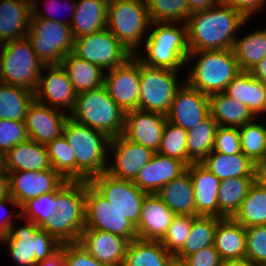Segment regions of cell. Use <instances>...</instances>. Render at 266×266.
Returning a JSON list of instances; mask_svg holds the SVG:
<instances>
[{
  "label": "cell",
  "instance_id": "74e56055",
  "mask_svg": "<svg viewBox=\"0 0 266 266\" xmlns=\"http://www.w3.org/2000/svg\"><path fill=\"white\" fill-rule=\"evenodd\" d=\"M35 93L21 86L0 82V119L25 121Z\"/></svg>",
  "mask_w": 266,
  "mask_h": 266
},
{
  "label": "cell",
  "instance_id": "94428289",
  "mask_svg": "<svg viewBox=\"0 0 266 266\" xmlns=\"http://www.w3.org/2000/svg\"><path fill=\"white\" fill-rule=\"evenodd\" d=\"M9 194V177L6 171L0 172V200L8 198Z\"/></svg>",
  "mask_w": 266,
  "mask_h": 266
},
{
  "label": "cell",
  "instance_id": "003e7915",
  "mask_svg": "<svg viewBox=\"0 0 266 266\" xmlns=\"http://www.w3.org/2000/svg\"><path fill=\"white\" fill-rule=\"evenodd\" d=\"M265 164H266V145H265V153H264L263 161L257 166L258 170Z\"/></svg>",
  "mask_w": 266,
  "mask_h": 266
},
{
  "label": "cell",
  "instance_id": "cb8c5ba5",
  "mask_svg": "<svg viewBox=\"0 0 266 266\" xmlns=\"http://www.w3.org/2000/svg\"><path fill=\"white\" fill-rule=\"evenodd\" d=\"M174 216L175 214L156 193L146 194L136 226L137 237L144 240L160 241L166 234Z\"/></svg>",
  "mask_w": 266,
  "mask_h": 266
},
{
  "label": "cell",
  "instance_id": "6f0895ef",
  "mask_svg": "<svg viewBox=\"0 0 266 266\" xmlns=\"http://www.w3.org/2000/svg\"><path fill=\"white\" fill-rule=\"evenodd\" d=\"M221 0H187L189 11L205 10L219 3Z\"/></svg>",
  "mask_w": 266,
  "mask_h": 266
},
{
  "label": "cell",
  "instance_id": "5b68a950",
  "mask_svg": "<svg viewBox=\"0 0 266 266\" xmlns=\"http://www.w3.org/2000/svg\"><path fill=\"white\" fill-rule=\"evenodd\" d=\"M86 181H66L57 190V212L40 228L59 243L78 242L85 228Z\"/></svg>",
  "mask_w": 266,
  "mask_h": 266
},
{
  "label": "cell",
  "instance_id": "603a6c76",
  "mask_svg": "<svg viewBox=\"0 0 266 266\" xmlns=\"http://www.w3.org/2000/svg\"><path fill=\"white\" fill-rule=\"evenodd\" d=\"M186 170L187 166L182 161L156 152L139 171L133 183L147 194H153Z\"/></svg>",
  "mask_w": 266,
  "mask_h": 266
},
{
  "label": "cell",
  "instance_id": "6125c7cd",
  "mask_svg": "<svg viewBox=\"0 0 266 266\" xmlns=\"http://www.w3.org/2000/svg\"><path fill=\"white\" fill-rule=\"evenodd\" d=\"M220 266H256V265H254L249 260L244 258V259L222 260Z\"/></svg>",
  "mask_w": 266,
  "mask_h": 266
},
{
  "label": "cell",
  "instance_id": "7402d4cb",
  "mask_svg": "<svg viewBox=\"0 0 266 266\" xmlns=\"http://www.w3.org/2000/svg\"><path fill=\"white\" fill-rule=\"evenodd\" d=\"M100 263L122 266L129 241L119 235L95 229H84L78 241Z\"/></svg>",
  "mask_w": 266,
  "mask_h": 266
},
{
  "label": "cell",
  "instance_id": "52a82bcc",
  "mask_svg": "<svg viewBox=\"0 0 266 266\" xmlns=\"http://www.w3.org/2000/svg\"><path fill=\"white\" fill-rule=\"evenodd\" d=\"M24 223L11 226L9 233L0 239V245L6 246L11 261L18 266H35L55 255L61 247L47 231L37 227L32 221L21 218Z\"/></svg>",
  "mask_w": 266,
  "mask_h": 266
},
{
  "label": "cell",
  "instance_id": "2e32d148",
  "mask_svg": "<svg viewBox=\"0 0 266 266\" xmlns=\"http://www.w3.org/2000/svg\"><path fill=\"white\" fill-rule=\"evenodd\" d=\"M104 87L112 100L124 111L138 109L140 60L133 55L124 64L105 71Z\"/></svg>",
  "mask_w": 266,
  "mask_h": 266
},
{
  "label": "cell",
  "instance_id": "d590c367",
  "mask_svg": "<svg viewBox=\"0 0 266 266\" xmlns=\"http://www.w3.org/2000/svg\"><path fill=\"white\" fill-rule=\"evenodd\" d=\"M171 255L158 240L133 239L122 266H166Z\"/></svg>",
  "mask_w": 266,
  "mask_h": 266
},
{
  "label": "cell",
  "instance_id": "bcb514c9",
  "mask_svg": "<svg viewBox=\"0 0 266 266\" xmlns=\"http://www.w3.org/2000/svg\"><path fill=\"white\" fill-rule=\"evenodd\" d=\"M187 134L182 127L167 121L158 153L182 161L187 166Z\"/></svg>",
  "mask_w": 266,
  "mask_h": 266
},
{
  "label": "cell",
  "instance_id": "7a4b0ae2",
  "mask_svg": "<svg viewBox=\"0 0 266 266\" xmlns=\"http://www.w3.org/2000/svg\"><path fill=\"white\" fill-rule=\"evenodd\" d=\"M142 47L134 55L145 66L181 71L190 53L186 23L151 22Z\"/></svg>",
  "mask_w": 266,
  "mask_h": 266
},
{
  "label": "cell",
  "instance_id": "ac0fdd59",
  "mask_svg": "<svg viewBox=\"0 0 266 266\" xmlns=\"http://www.w3.org/2000/svg\"><path fill=\"white\" fill-rule=\"evenodd\" d=\"M7 173L9 194L20 207L29 199L58 190L66 182L53 168Z\"/></svg>",
  "mask_w": 266,
  "mask_h": 266
},
{
  "label": "cell",
  "instance_id": "8fae6325",
  "mask_svg": "<svg viewBox=\"0 0 266 266\" xmlns=\"http://www.w3.org/2000/svg\"><path fill=\"white\" fill-rule=\"evenodd\" d=\"M182 71L153 68L140 62V92L138 110L167 115L180 82Z\"/></svg>",
  "mask_w": 266,
  "mask_h": 266
},
{
  "label": "cell",
  "instance_id": "be15d7a7",
  "mask_svg": "<svg viewBox=\"0 0 266 266\" xmlns=\"http://www.w3.org/2000/svg\"><path fill=\"white\" fill-rule=\"evenodd\" d=\"M166 266H189L187 261L185 259L176 257L175 255H173Z\"/></svg>",
  "mask_w": 266,
  "mask_h": 266
},
{
  "label": "cell",
  "instance_id": "4dcf8cb0",
  "mask_svg": "<svg viewBox=\"0 0 266 266\" xmlns=\"http://www.w3.org/2000/svg\"><path fill=\"white\" fill-rule=\"evenodd\" d=\"M213 245L222 260L244 259L246 255L245 227L233 218H222L217 224Z\"/></svg>",
  "mask_w": 266,
  "mask_h": 266
},
{
  "label": "cell",
  "instance_id": "8d00e7d4",
  "mask_svg": "<svg viewBox=\"0 0 266 266\" xmlns=\"http://www.w3.org/2000/svg\"><path fill=\"white\" fill-rule=\"evenodd\" d=\"M233 219L245 228L266 225V183L257 178Z\"/></svg>",
  "mask_w": 266,
  "mask_h": 266
},
{
  "label": "cell",
  "instance_id": "d6a6232c",
  "mask_svg": "<svg viewBox=\"0 0 266 266\" xmlns=\"http://www.w3.org/2000/svg\"><path fill=\"white\" fill-rule=\"evenodd\" d=\"M60 65L63 67L77 94L104 86V73L96 64L83 60L72 52L65 56Z\"/></svg>",
  "mask_w": 266,
  "mask_h": 266
},
{
  "label": "cell",
  "instance_id": "db71d44e",
  "mask_svg": "<svg viewBox=\"0 0 266 266\" xmlns=\"http://www.w3.org/2000/svg\"><path fill=\"white\" fill-rule=\"evenodd\" d=\"M9 205H12L11 207H15L17 209H14L12 211V209L10 210L8 208L10 207ZM19 210H20V206L11 196L0 200V212H3V211L6 212V215L4 217H2L4 214L2 216H1L2 213L0 214L1 216L0 217V239L4 238L9 233L11 226L16 222L14 220L16 219L21 220V213ZM16 211H18V213H16Z\"/></svg>",
  "mask_w": 266,
  "mask_h": 266
},
{
  "label": "cell",
  "instance_id": "4fadbf2b",
  "mask_svg": "<svg viewBox=\"0 0 266 266\" xmlns=\"http://www.w3.org/2000/svg\"><path fill=\"white\" fill-rule=\"evenodd\" d=\"M110 232L129 242L137 237L136 226L86 181L85 228Z\"/></svg>",
  "mask_w": 266,
  "mask_h": 266
},
{
  "label": "cell",
  "instance_id": "44dd1931",
  "mask_svg": "<svg viewBox=\"0 0 266 266\" xmlns=\"http://www.w3.org/2000/svg\"><path fill=\"white\" fill-rule=\"evenodd\" d=\"M66 113L34 100L25 116L29 139L46 146L61 137L63 127L69 117Z\"/></svg>",
  "mask_w": 266,
  "mask_h": 266
},
{
  "label": "cell",
  "instance_id": "b9f144b4",
  "mask_svg": "<svg viewBox=\"0 0 266 266\" xmlns=\"http://www.w3.org/2000/svg\"><path fill=\"white\" fill-rule=\"evenodd\" d=\"M263 119L262 117L255 118L251 122L238 128L241 152L257 166L263 161L265 153L266 118Z\"/></svg>",
  "mask_w": 266,
  "mask_h": 266
},
{
  "label": "cell",
  "instance_id": "ab89813d",
  "mask_svg": "<svg viewBox=\"0 0 266 266\" xmlns=\"http://www.w3.org/2000/svg\"><path fill=\"white\" fill-rule=\"evenodd\" d=\"M257 178H229L221 181L218 190L219 218H233Z\"/></svg>",
  "mask_w": 266,
  "mask_h": 266
},
{
  "label": "cell",
  "instance_id": "a7ac6f4b",
  "mask_svg": "<svg viewBox=\"0 0 266 266\" xmlns=\"http://www.w3.org/2000/svg\"><path fill=\"white\" fill-rule=\"evenodd\" d=\"M39 0H32V4H39Z\"/></svg>",
  "mask_w": 266,
  "mask_h": 266
},
{
  "label": "cell",
  "instance_id": "1f68e13d",
  "mask_svg": "<svg viewBox=\"0 0 266 266\" xmlns=\"http://www.w3.org/2000/svg\"><path fill=\"white\" fill-rule=\"evenodd\" d=\"M156 194L175 215L195 216L194 190L188 170L162 186Z\"/></svg>",
  "mask_w": 266,
  "mask_h": 266
},
{
  "label": "cell",
  "instance_id": "83f0119b",
  "mask_svg": "<svg viewBox=\"0 0 266 266\" xmlns=\"http://www.w3.org/2000/svg\"><path fill=\"white\" fill-rule=\"evenodd\" d=\"M201 164L212 172L220 181L229 178H258L259 170L242 152L226 155L212 151Z\"/></svg>",
  "mask_w": 266,
  "mask_h": 266
},
{
  "label": "cell",
  "instance_id": "6da1fadb",
  "mask_svg": "<svg viewBox=\"0 0 266 266\" xmlns=\"http://www.w3.org/2000/svg\"><path fill=\"white\" fill-rule=\"evenodd\" d=\"M248 22L250 20L222 1L192 12L186 21L189 51L232 49L238 31L246 28L244 25Z\"/></svg>",
  "mask_w": 266,
  "mask_h": 266
},
{
  "label": "cell",
  "instance_id": "f5cc1de1",
  "mask_svg": "<svg viewBox=\"0 0 266 266\" xmlns=\"http://www.w3.org/2000/svg\"><path fill=\"white\" fill-rule=\"evenodd\" d=\"M61 1L59 2V0H44L43 5L45 6V8L48 10L45 11V8H41L39 7L38 4H32V15L36 18H41V19H47V20H52V21H59L61 23L70 25L73 15L75 13V7H76V0H66V3L64 2V4H60ZM61 5L63 6H68L66 8H70V14L69 17L64 16L65 19H61L59 18L58 14H57V10ZM59 6V7H58ZM41 8V9H40ZM40 9V10H39ZM63 11V10H62ZM48 12V13H47ZM57 14V15H55Z\"/></svg>",
  "mask_w": 266,
  "mask_h": 266
},
{
  "label": "cell",
  "instance_id": "60d3db41",
  "mask_svg": "<svg viewBox=\"0 0 266 266\" xmlns=\"http://www.w3.org/2000/svg\"><path fill=\"white\" fill-rule=\"evenodd\" d=\"M221 219L216 216H193L192 227L186 241L175 256L185 259L200 249L213 245L215 230Z\"/></svg>",
  "mask_w": 266,
  "mask_h": 266
},
{
  "label": "cell",
  "instance_id": "c3c4849f",
  "mask_svg": "<svg viewBox=\"0 0 266 266\" xmlns=\"http://www.w3.org/2000/svg\"><path fill=\"white\" fill-rule=\"evenodd\" d=\"M245 258L256 266L266 265V225L245 228Z\"/></svg>",
  "mask_w": 266,
  "mask_h": 266
},
{
  "label": "cell",
  "instance_id": "f6af8a7d",
  "mask_svg": "<svg viewBox=\"0 0 266 266\" xmlns=\"http://www.w3.org/2000/svg\"><path fill=\"white\" fill-rule=\"evenodd\" d=\"M57 212V190L29 199L20 207L21 218L41 227Z\"/></svg>",
  "mask_w": 266,
  "mask_h": 266
},
{
  "label": "cell",
  "instance_id": "f907efd6",
  "mask_svg": "<svg viewBox=\"0 0 266 266\" xmlns=\"http://www.w3.org/2000/svg\"><path fill=\"white\" fill-rule=\"evenodd\" d=\"M213 151L226 155L241 153L239 129L219 126L216 130Z\"/></svg>",
  "mask_w": 266,
  "mask_h": 266
},
{
  "label": "cell",
  "instance_id": "681fc988",
  "mask_svg": "<svg viewBox=\"0 0 266 266\" xmlns=\"http://www.w3.org/2000/svg\"><path fill=\"white\" fill-rule=\"evenodd\" d=\"M29 139L25 121L0 119V152L4 155L17 144Z\"/></svg>",
  "mask_w": 266,
  "mask_h": 266
},
{
  "label": "cell",
  "instance_id": "816d5d0a",
  "mask_svg": "<svg viewBox=\"0 0 266 266\" xmlns=\"http://www.w3.org/2000/svg\"><path fill=\"white\" fill-rule=\"evenodd\" d=\"M65 266H107L91 256L79 243L61 244Z\"/></svg>",
  "mask_w": 266,
  "mask_h": 266
},
{
  "label": "cell",
  "instance_id": "91938a15",
  "mask_svg": "<svg viewBox=\"0 0 266 266\" xmlns=\"http://www.w3.org/2000/svg\"><path fill=\"white\" fill-rule=\"evenodd\" d=\"M35 266H65L63 252L59 250L51 258L37 262Z\"/></svg>",
  "mask_w": 266,
  "mask_h": 266
},
{
  "label": "cell",
  "instance_id": "484cf974",
  "mask_svg": "<svg viewBox=\"0 0 266 266\" xmlns=\"http://www.w3.org/2000/svg\"><path fill=\"white\" fill-rule=\"evenodd\" d=\"M32 0L0 1V44L27 37Z\"/></svg>",
  "mask_w": 266,
  "mask_h": 266
},
{
  "label": "cell",
  "instance_id": "ee69618b",
  "mask_svg": "<svg viewBox=\"0 0 266 266\" xmlns=\"http://www.w3.org/2000/svg\"><path fill=\"white\" fill-rule=\"evenodd\" d=\"M52 168L66 181H75V156L62 135L46 145Z\"/></svg>",
  "mask_w": 266,
  "mask_h": 266
},
{
  "label": "cell",
  "instance_id": "7bdbcfd3",
  "mask_svg": "<svg viewBox=\"0 0 266 266\" xmlns=\"http://www.w3.org/2000/svg\"><path fill=\"white\" fill-rule=\"evenodd\" d=\"M151 22L186 23L191 12L187 0H146Z\"/></svg>",
  "mask_w": 266,
  "mask_h": 266
},
{
  "label": "cell",
  "instance_id": "680465c9",
  "mask_svg": "<svg viewBox=\"0 0 266 266\" xmlns=\"http://www.w3.org/2000/svg\"><path fill=\"white\" fill-rule=\"evenodd\" d=\"M249 72L255 79L266 82V56Z\"/></svg>",
  "mask_w": 266,
  "mask_h": 266
},
{
  "label": "cell",
  "instance_id": "5bb4252c",
  "mask_svg": "<svg viewBox=\"0 0 266 266\" xmlns=\"http://www.w3.org/2000/svg\"><path fill=\"white\" fill-rule=\"evenodd\" d=\"M89 183L137 226L146 192L139 189L133 181L117 179L106 172L93 177Z\"/></svg>",
  "mask_w": 266,
  "mask_h": 266
},
{
  "label": "cell",
  "instance_id": "8992f818",
  "mask_svg": "<svg viewBox=\"0 0 266 266\" xmlns=\"http://www.w3.org/2000/svg\"><path fill=\"white\" fill-rule=\"evenodd\" d=\"M125 113L101 88L77 94L74 108L68 114L72 120L114 138L124 131Z\"/></svg>",
  "mask_w": 266,
  "mask_h": 266
},
{
  "label": "cell",
  "instance_id": "7dc6e473",
  "mask_svg": "<svg viewBox=\"0 0 266 266\" xmlns=\"http://www.w3.org/2000/svg\"><path fill=\"white\" fill-rule=\"evenodd\" d=\"M193 216L175 215L166 234L160 240L162 246L171 254L176 255L183 247L192 227Z\"/></svg>",
  "mask_w": 266,
  "mask_h": 266
},
{
  "label": "cell",
  "instance_id": "e0dca14e",
  "mask_svg": "<svg viewBox=\"0 0 266 266\" xmlns=\"http://www.w3.org/2000/svg\"><path fill=\"white\" fill-rule=\"evenodd\" d=\"M34 93L37 102L63 112L67 111V114L73 110L77 97V93L61 65L43 66Z\"/></svg>",
  "mask_w": 266,
  "mask_h": 266
},
{
  "label": "cell",
  "instance_id": "9f6ffc18",
  "mask_svg": "<svg viewBox=\"0 0 266 266\" xmlns=\"http://www.w3.org/2000/svg\"><path fill=\"white\" fill-rule=\"evenodd\" d=\"M236 11L240 12L247 20L261 13L266 7V0H221ZM261 11V12H260Z\"/></svg>",
  "mask_w": 266,
  "mask_h": 266
},
{
  "label": "cell",
  "instance_id": "03108f58",
  "mask_svg": "<svg viewBox=\"0 0 266 266\" xmlns=\"http://www.w3.org/2000/svg\"><path fill=\"white\" fill-rule=\"evenodd\" d=\"M5 171L4 154L0 152V172Z\"/></svg>",
  "mask_w": 266,
  "mask_h": 266
},
{
  "label": "cell",
  "instance_id": "9c48e42d",
  "mask_svg": "<svg viewBox=\"0 0 266 266\" xmlns=\"http://www.w3.org/2000/svg\"><path fill=\"white\" fill-rule=\"evenodd\" d=\"M43 66L27 37L0 44V82L35 92Z\"/></svg>",
  "mask_w": 266,
  "mask_h": 266
},
{
  "label": "cell",
  "instance_id": "30bf717a",
  "mask_svg": "<svg viewBox=\"0 0 266 266\" xmlns=\"http://www.w3.org/2000/svg\"><path fill=\"white\" fill-rule=\"evenodd\" d=\"M27 38L44 66L60 65L62 59L73 51L71 27L59 21L31 15Z\"/></svg>",
  "mask_w": 266,
  "mask_h": 266
},
{
  "label": "cell",
  "instance_id": "3957f363",
  "mask_svg": "<svg viewBox=\"0 0 266 266\" xmlns=\"http://www.w3.org/2000/svg\"><path fill=\"white\" fill-rule=\"evenodd\" d=\"M63 136L75 156V181H90L107 170L110 138L104 133L67 118Z\"/></svg>",
  "mask_w": 266,
  "mask_h": 266
},
{
  "label": "cell",
  "instance_id": "11a10c76",
  "mask_svg": "<svg viewBox=\"0 0 266 266\" xmlns=\"http://www.w3.org/2000/svg\"><path fill=\"white\" fill-rule=\"evenodd\" d=\"M189 266H220L222 258L214 245L200 249L185 258Z\"/></svg>",
  "mask_w": 266,
  "mask_h": 266
},
{
  "label": "cell",
  "instance_id": "ba28073f",
  "mask_svg": "<svg viewBox=\"0 0 266 266\" xmlns=\"http://www.w3.org/2000/svg\"><path fill=\"white\" fill-rule=\"evenodd\" d=\"M150 25L146 0H109L106 28L132 54L142 48Z\"/></svg>",
  "mask_w": 266,
  "mask_h": 266
},
{
  "label": "cell",
  "instance_id": "e7e4bbea",
  "mask_svg": "<svg viewBox=\"0 0 266 266\" xmlns=\"http://www.w3.org/2000/svg\"><path fill=\"white\" fill-rule=\"evenodd\" d=\"M259 178L266 183V164L259 169Z\"/></svg>",
  "mask_w": 266,
  "mask_h": 266
},
{
  "label": "cell",
  "instance_id": "f1b7e54d",
  "mask_svg": "<svg viewBox=\"0 0 266 266\" xmlns=\"http://www.w3.org/2000/svg\"><path fill=\"white\" fill-rule=\"evenodd\" d=\"M5 171H40L52 168L45 145L31 139L21 142L5 155Z\"/></svg>",
  "mask_w": 266,
  "mask_h": 266
},
{
  "label": "cell",
  "instance_id": "4316f807",
  "mask_svg": "<svg viewBox=\"0 0 266 266\" xmlns=\"http://www.w3.org/2000/svg\"><path fill=\"white\" fill-rule=\"evenodd\" d=\"M224 93L246 105L256 118L266 117V90L264 84L255 79L250 72L241 71L227 85Z\"/></svg>",
  "mask_w": 266,
  "mask_h": 266
},
{
  "label": "cell",
  "instance_id": "d4e9b609",
  "mask_svg": "<svg viewBox=\"0 0 266 266\" xmlns=\"http://www.w3.org/2000/svg\"><path fill=\"white\" fill-rule=\"evenodd\" d=\"M194 190L195 216L219 217L218 190L221 181L201 163L187 166Z\"/></svg>",
  "mask_w": 266,
  "mask_h": 266
},
{
  "label": "cell",
  "instance_id": "9a60e30c",
  "mask_svg": "<svg viewBox=\"0 0 266 266\" xmlns=\"http://www.w3.org/2000/svg\"><path fill=\"white\" fill-rule=\"evenodd\" d=\"M108 153L112 158L108 162L106 173L117 179L134 181L156 152L129 141L121 134L110 139Z\"/></svg>",
  "mask_w": 266,
  "mask_h": 266
},
{
  "label": "cell",
  "instance_id": "ffe728a7",
  "mask_svg": "<svg viewBox=\"0 0 266 266\" xmlns=\"http://www.w3.org/2000/svg\"><path fill=\"white\" fill-rule=\"evenodd\" d=\"M166 122V115L161 113L129 110L125 113L122 135L129 141L158 152Z\"/></svg>",
  "mask_w": 266,
  "mask_h": 266
},
{
  "label": "cell",
  "instance_id": "7c38bea8",
  "mask_svg": "<svg viewBox=\"0 0 266 266\" xmlns=\"http://www.w3.org/2000/svg\"><path fill=\"white\" fill-rule=\"evenodd\" d=\"M72 53L104 71L124 64L134 55L107 28L75 38Z\"/></svg>",
  "mask_w": 266,
  "mask_h": 266
},
{
  "label": "cell",
  "instance_id": "d6986e66",
  "mask_svg": "<svg viewBox=\"0 0 266 266\" xmlns=\"http://www.w3.org/2000/svg\"><path fill=\"white\" fill-rule=\"evenodd\" d=\"M209 115V96L185 81L176 91L166 117L167 121L189 131Z\"/></svg>",
  "mask_w": 266,
  "mask_h": 266
},
{
  "label": "cell",
  "instance_id": "836d02e7",
  "mask_svg": "<svg viewBox=\"0 0 266 266\" xmlns=\"http://www.w3.org/2000/svg\"><path fill=\"white\" fill-rule=\"evenodd\" d=\"M209 111L221 127L240 128L256 118L246 105L224 92L209 96Z\"/></svg>",
  "mask_w": 266,
  "mask_h": 266
},
{
  "label": "cell",
  "instance_id": "f35d334b",
  "mask_svg": "<svg viewBox=\"0 0 266 266\" xmlns=\"http://www.w3.org/2000/svg\"><path fill=\"white\" fill-rule=\"evenodd\" d=\"M218 123L209 115L187 131V166L201 161L213 151Z\"/></svg>",
  "mask_w": 266,
  "mask_h": 266
},
{
  "label": "cell",
  "instance_id": "277c9868",
  "mask_svg": "<svg viewBox=\"0 0 266 266\" xmlns=\"http://www.w3.org/2000/svg\"><path fill=\"white\" fill-rule=\"evenodd\" d=\"M187 68L182 79L187 78L191 87L207 96L224 92L241 72L232 49L190 52L185 71Z\"/></svg>",
  "mask_w": 266,
  "mask_h": 266
},
{
  "label": "cell",
  "instance_id": "f546056e",
  "mask_svg": "<svg viewBox=\"0 0 266 266\" xmlns=\"http://www.w3.org/2000/svg\"><path fill=\"white\" fill-rule=\"evenodd\" d=\"M109 0H78L70 27L73 38L106 28Z\"/></svg>",
  "mask_w": 266,
  "mask_h": 266
},
{
  "label": "cell",
  "instance_id": "e575fe53",
  "mask_svg": "<svg viewBox=\"0 0 266 266\" xmlns=\"http://www.w3.org/2000/svg\"><path fill=\"white\" fill-rule=\"evenodd\" d=\"M250 32L237 36L232 47L240 71L249 72L266 56V28Z\"/></svg>",
  "mask_w": 266,
  "mask_h": 266
}]
</instances>
